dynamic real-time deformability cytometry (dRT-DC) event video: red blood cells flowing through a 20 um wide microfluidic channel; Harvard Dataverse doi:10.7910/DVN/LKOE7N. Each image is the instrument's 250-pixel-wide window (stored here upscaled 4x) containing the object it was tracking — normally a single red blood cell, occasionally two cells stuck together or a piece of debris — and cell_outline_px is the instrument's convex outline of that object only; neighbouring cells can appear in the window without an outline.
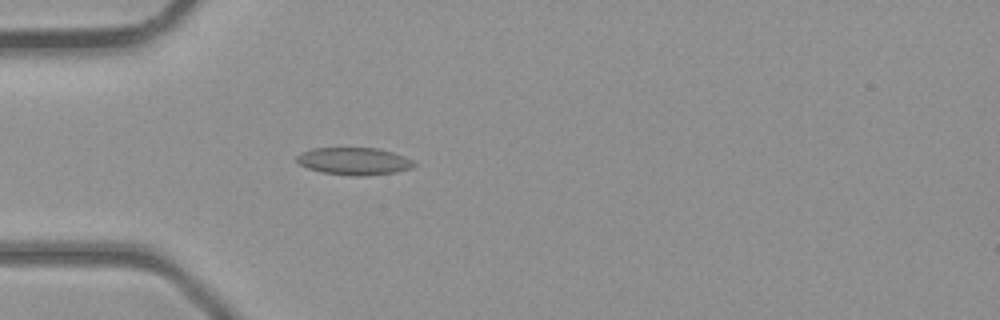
{"species": "common noctule bat (a hibernating species)", "species_latin": "Nyctalus noctula", "temperature_condition": "room temperature", "stored_images_in_passage": 3, "camera_frame_rate_fps": 3000, "um_per_image_px": 0.085, "animal": {"sex": "male", "body_mass_g": 23.1, "forearm_length_mm": 52.7}, "frame": {"image": 1, "passage_image": 3, "time_ms": 2.333, "image_size_px": [1000, 320], "cell_outline_px": [[416, 164], [412, 168], [396, 172], [364, 176], [352, 176], [320, 172], [308, 168], [300, 164], [296, 160], [296, 156], [300, 152], [312, 148], [380, 148], [404, 156], [412, 160]], "centroid_in_image_um": [30.08, 13.7], "position_along_channel_um": 54.9, "area_um2": 18.84}}